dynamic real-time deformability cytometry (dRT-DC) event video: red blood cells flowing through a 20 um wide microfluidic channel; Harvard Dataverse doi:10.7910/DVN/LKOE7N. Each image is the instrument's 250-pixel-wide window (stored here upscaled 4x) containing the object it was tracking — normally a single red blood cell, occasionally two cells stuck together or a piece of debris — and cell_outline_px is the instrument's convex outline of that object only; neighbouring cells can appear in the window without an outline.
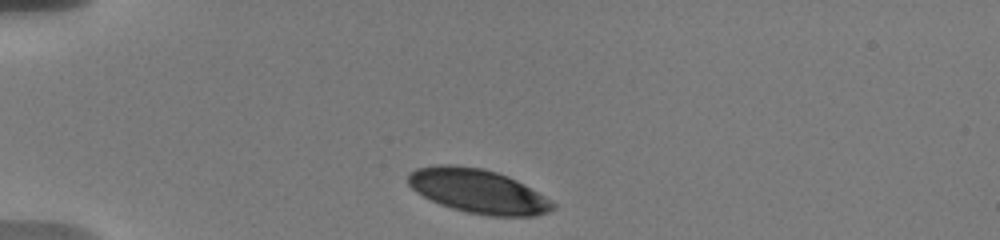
{"species": "human", "species_latin": "Homo sapiens", "temperature_condition": "warm", "stored_images_in_passage": 30, "camera_frame_rate_fps": 3000, "um_per_image_px": 0.085, "donor": {"sex": "male"}, "frame": {"image": 1, "passage_image": 1, "time_ms": 0.0, "image_size_px": [1000, 240], "cell_outline_px": [[556, 208], [548, 212], [532, 216], [488, 216], [468, 212], [452, 208], [440, 204], [416, 192], [408, 184], [408, 176], [416, 168], [440, 164], [448, 164], [480, 168], [496, 172], [508, 176], [516, 180], [552, 200], [556, 204]], "centroid_in_image_um": [40.65, 16.25], "position_along_channel_um": 44.3, "area_um2": 36.93}}
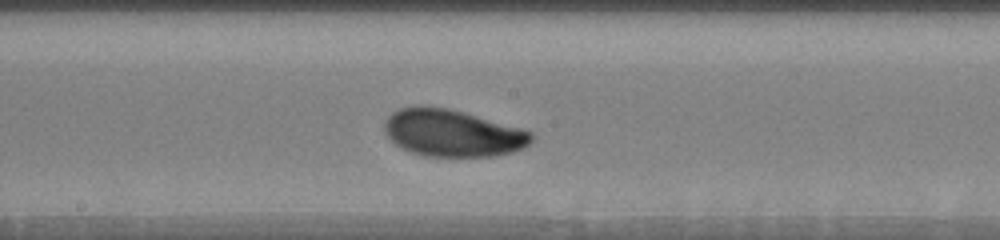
{"frame": {"image": 2, "passage_image": 14, "time_ms": 5.667, "image_size_px": [1000, 240], "cell_outline_px": [[532, 140], [524, 148], [512, 152], [492, 156], [424, 156], [400, 148], [384, 132], [384, 120], [392, 112], [400, 108], [416, 104], [428, 104], [448, 108], [464, 112], [520, 128], [532, 132]], "centroid_in_image_um": [38.41, 11.28], "position_along_channel_um": 209.8, "area_um2": 40.58}}
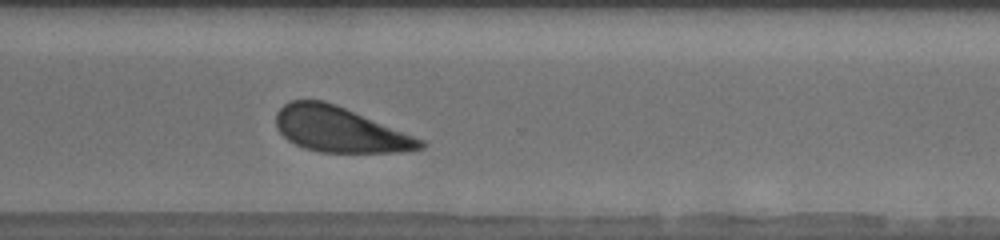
{"frame": {"image": 3, "passage_image": 25, "time_ms": 9.333, "image_size_px": [1000, 240], "cell_outline_px": [[424, 148], [400, 152], [320, 152], [304, 148], [288, 140], [276, 128], [276, 112], [284, 104], [292, 100], [324, 100], [336, 104], [424, 140]], "centroid_in_image_um": [28.85, 11.01], "position_along_channel_um": 341.7, "area_um2": 37.8}, "authors_computed_cell_mechanics": {"area_um2": 39.593, "velocity_mm_per_s": 3.6075, "shape_relaxation_time_tau1_ms": 3.4112, "shape_relaxation_time_tau2_ms": null, "deformation_change_tau1": 0.1279, "deformation_change_tau2": null}}